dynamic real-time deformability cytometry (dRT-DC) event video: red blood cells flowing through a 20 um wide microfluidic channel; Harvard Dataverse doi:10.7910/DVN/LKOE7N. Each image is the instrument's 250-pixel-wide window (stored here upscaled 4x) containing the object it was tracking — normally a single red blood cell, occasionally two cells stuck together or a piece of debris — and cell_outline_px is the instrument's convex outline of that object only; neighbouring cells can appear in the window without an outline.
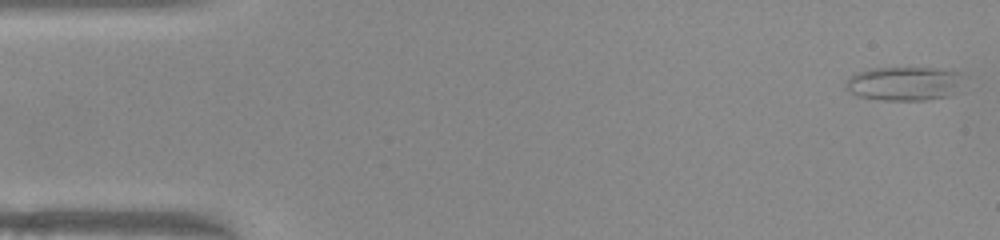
{"species": "common noctule bat (a hibernating species)", "species_latin": "Nyctalus noctula", "temperature_condition": "warm", "stored_images_in_passage": 51, "camera_frame_rate_fps": 3000, "um_per_image_px": 0.085, "animal": {"sex": "female", "body_mass_g": 22.0, "forearm_length_mm": 56.7}, "frame": {"image": 1, "passage_image": 1, "time_ms": 0.0, "image_size_px": [1000, 240], "cell_outline_px": [[960, 72], [948, 96], [928, 100], [880, 100], [860, 96], [848, 92], [844, 84], [856, 72], [872, 68], [936, 68]], "centroid_in_image_um": [76.7, 7.1], "position_along_channel_um": 8.3, "area_um2": 22.54}}
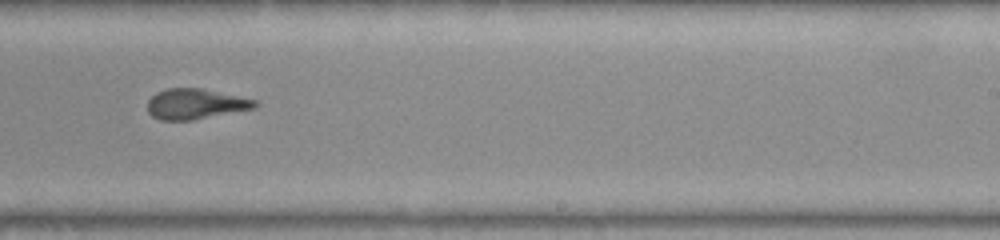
{"frame": {"image": 2, "passage_image": 31, "time_ms": 10.0, "image_size_px": [1000, 240], "cell_outline_px": [[260, 104], [256, 108], [192, 120], [160, 120], [152, 116], [148, 112], [148, 100], [156, 92], [168, 88], [200, 88], [256, 100]], "centroid_in_image_um": [16.61, 8.84], "position_along_channel_um": 272.4, "area_um2": 18.96}}
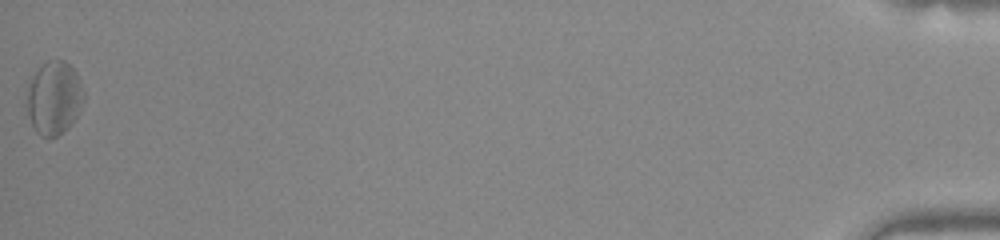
{"frame": {"image": 3, "passage_image": 51, "time_ms": 16.667, "image_size_px": [1000, 240], "cell_outline_px": [[84, 100], [72, 124], [64, 132], [56, 136], [40, 136], [36, 132], [28, 116], [24, 104], [28, 88], [32, 76], [48, 60], [64, 60], [76, 72], [80, 80], [84, 92]], "centroid_in_image_um": [4.58, 8.34], "position_along_channel_um": 430.6, "area_um2": 24.45}, "authors_computed_cell_mechanics": {"area_um2": 20.3456, "velocity_mm_per_s": 3.958, "shape_relaxation_time_tau1_ms": 4.6053, "shape_relaxation_time_tau2_ms": 3.3091, "deformation_change_tau1": 0.1809, "deformation_change_tau2": 0.1359}}